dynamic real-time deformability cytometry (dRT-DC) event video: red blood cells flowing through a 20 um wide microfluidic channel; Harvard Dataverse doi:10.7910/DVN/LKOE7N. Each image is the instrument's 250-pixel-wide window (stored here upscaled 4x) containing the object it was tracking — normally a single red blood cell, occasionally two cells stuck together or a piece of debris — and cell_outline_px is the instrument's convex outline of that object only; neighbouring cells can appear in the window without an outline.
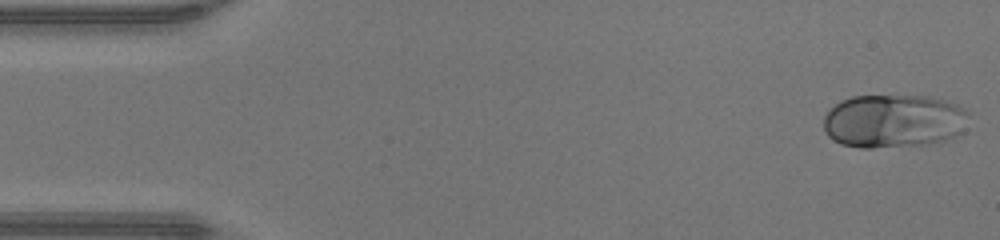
{"species": "human", "species_latin": "Homo sapiens", "temperature_condition": "warm", "stored_images_in_passage": 46, "camera_frame_rate_fps": 3000, "um_per_image_px": 0.085, "donor": {"sex": "male"}, "frame": {"image": 1, "passage_image": 1, "time_ms": 0.0, "image_size_px": [1000, 240], "cell_outline_px": [[968, 112], [964, 132], [956, 136], [944, 140], [924, 144], [872, 148], [860, 148], [840, 144], [832, 140], [828, 136], [824, 128], [824, 116], [840, 100], [852, 96], [928, 96], [944, 100], [956, 104], [964, 108]], "centroid_in_image_um": [75.95, 10.29], "position_along_channel_um": 9.0, "area_um2": 45.37}}
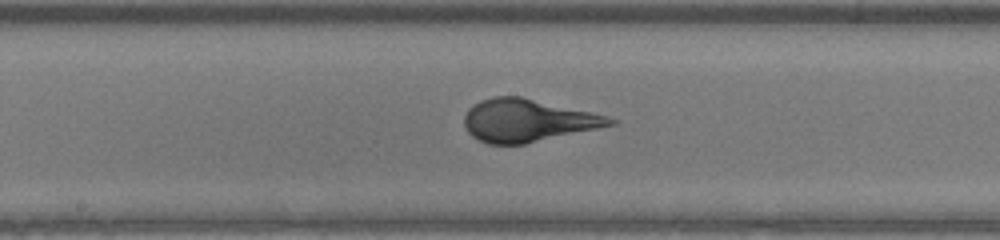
{"frame": {"image": 2, "passage_image": 23, "time_ms": 7.333, "image_size_px": [1000, 240], "cell_outline_px": [[620, 120], [616, 124], [524, 144], [488, 144], [472, 136], [468, 132], [464, 124], [464, 116], [468, 108], [480, 100], [492, 96], [520, 96], [592, 112], [608, 116]], "centroid_in_image_um": [44.84, 10.23], "position_along_channel_um": 203.4, "area_um2": 36.13}}
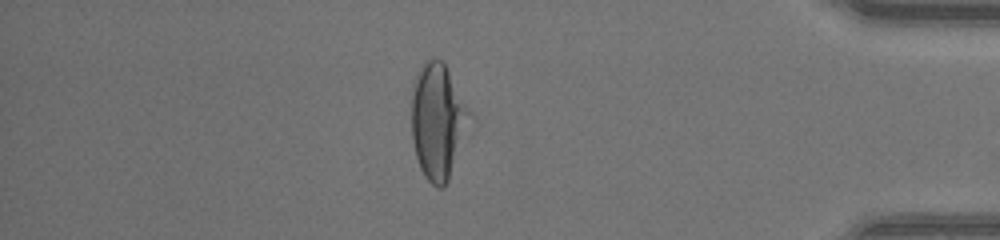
{"frame": {"image": 3, "passage_image": 39, "time_ms": 12.667, "image_size_px": [1000, 240], "cell_outline_px": [[472, 116], [448, 180], [440, 188], [436, 188], [424, 176], [420, 168], [416, 156], [412, 140], [412, 84], [424, 60], [432, 56], [444, 60]], "centroid_in_image_um": [37.19, 10.24], "position_along_channel_um": 398.0, "area_um2": 39.02}}